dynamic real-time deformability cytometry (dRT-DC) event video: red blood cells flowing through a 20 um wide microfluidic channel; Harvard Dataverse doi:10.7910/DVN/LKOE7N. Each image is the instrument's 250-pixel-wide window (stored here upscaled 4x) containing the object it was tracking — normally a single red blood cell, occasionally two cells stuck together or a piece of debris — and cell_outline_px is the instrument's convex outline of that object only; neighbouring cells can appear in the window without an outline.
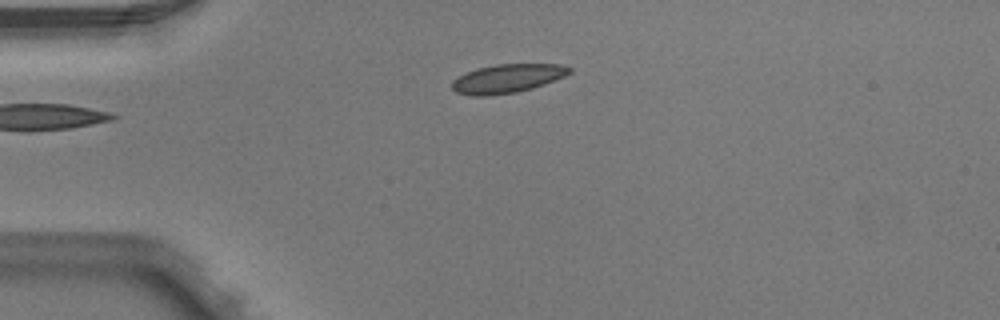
{"species": "Egyptian fruit bat (a non-hibernating species)", "species_latin": "Rousettus aegyptiacus", "temperature_condition": "warm", "stored_images_in_passage": 4, "camera_frame_rate_fps": 3000, "um_per_image_px": 0.085, "animal": {"sex": "male"}, "frame": {"image": 1, "passage_image": 4, "time_ms": 1.0, "image_size_px": [1000, 320], "cell_outline_px": [[572, 72], [564, 76], [544, 84], [532, 88], [516, 92], [488, 96], [472, 96], [456, 92], [452, 88], [452, 80], [476, 68], [496, 64], [560, 64], [572, 68]], "centroid_in_image_um": [43.12, 6.67], "position_along_channel_um": 41.9, "area_um2": 19.59}}